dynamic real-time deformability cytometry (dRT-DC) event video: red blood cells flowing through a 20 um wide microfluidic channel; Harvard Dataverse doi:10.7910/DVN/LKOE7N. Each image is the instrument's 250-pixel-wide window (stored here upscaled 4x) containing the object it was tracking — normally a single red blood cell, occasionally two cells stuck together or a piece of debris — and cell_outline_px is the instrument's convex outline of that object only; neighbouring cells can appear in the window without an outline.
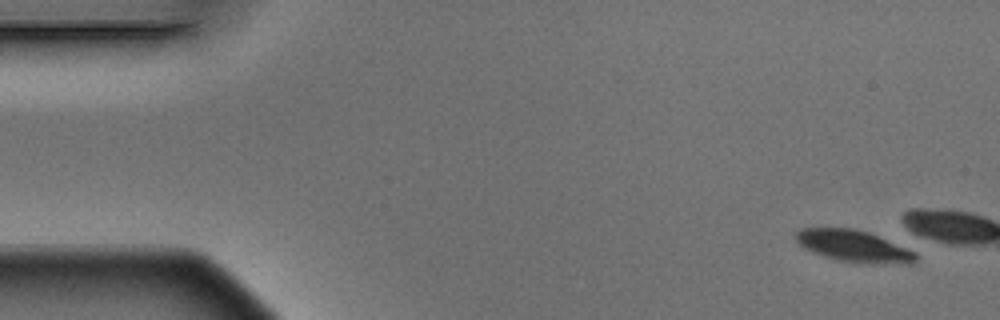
{"species": "Egyptian fruit bat (a non-hibernating species)", "species_latin": "Rousettus aegyptiacus", "temperature_condition": "warm", "stored_images_in_passage": 4, "camera_frame_rate_fps": 3000, "um_per_image_px": 0.085, "animal": {"sex": "male"}, "frame": {"image": 1, "passage_image": 1, "time_ms": 0.0, "image_size_px": [1000, 320], "cell_outline_px": [[916, 260], [912, 264], [872, 264], [836, 260], [824, 256], [804, 248], [792, 236], [800, 228], [856, 228], [868, 232], [916, 252]], "centroid_in_image_um": [72.56, 20.92], "position_along_channel_um": 12.4, "area_um2": 22.25}}